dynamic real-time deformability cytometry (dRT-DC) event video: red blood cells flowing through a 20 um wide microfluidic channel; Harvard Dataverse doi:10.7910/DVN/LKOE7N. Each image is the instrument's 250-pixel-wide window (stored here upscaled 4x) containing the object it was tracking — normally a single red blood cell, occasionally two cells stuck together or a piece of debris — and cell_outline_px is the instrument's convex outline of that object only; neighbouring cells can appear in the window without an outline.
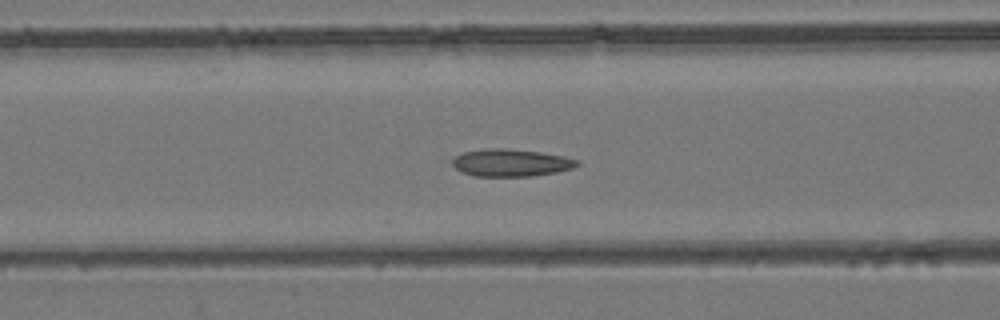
{"species": "common noctule bat (a hibernating species)", "species_latin": "Nyctalus noctula", "temperature_condition": "room temperature", "stored_images_in_passage": 42, "camera_frame_rate_fps": 3000, "um_per_image_px": 0.085, "animal": {"sex": "female", "body_mass_g": 24.6, "forearm_length_mm": 56.2}, "frame": {"image": 1, "passage_image": 22, "time_ms": 7.0, "image_size_px": [1000, 320], "cell_outline_px": [[580, 164], [572, 168], [556, 172], [532, 176], [472, 176], [460, 172], [452, 164], [452, 160], [456, 156], [464, 152], [484, 148], [504, 148], [540, 152], [564, 156], [580, 160]], "centroid_in_image_um": [43.42, 13.83], "position_along_channel_um": 123.2, "area_um2": 20.0}}
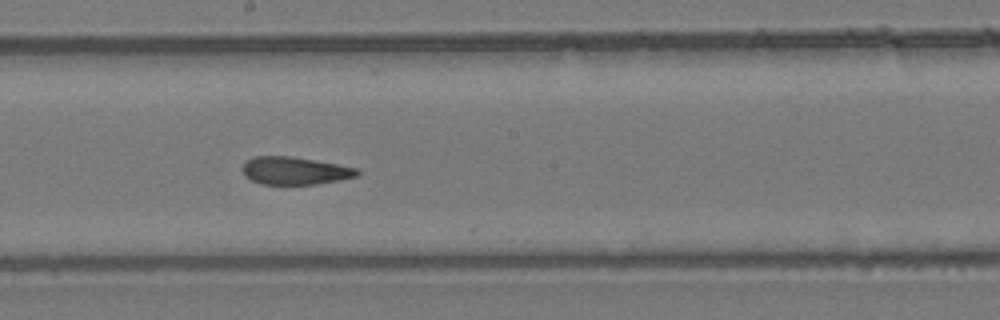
{"frame": {"image": 2, "passage_image": 30, "time_ms": 9.667, "image_size_px": [1000, 320], "cell_outline_px": [[360, 172], [356, 176], [340, 180], [316, 184], [260, 184], [244, 176], [240, 168], [248, 160], [256, 156], [292, 156], [360, 168]], "centroid_in_image_um": [25.06, 14.51], "position_along_channel_um": 223.1, "area_um2": 18.61}}
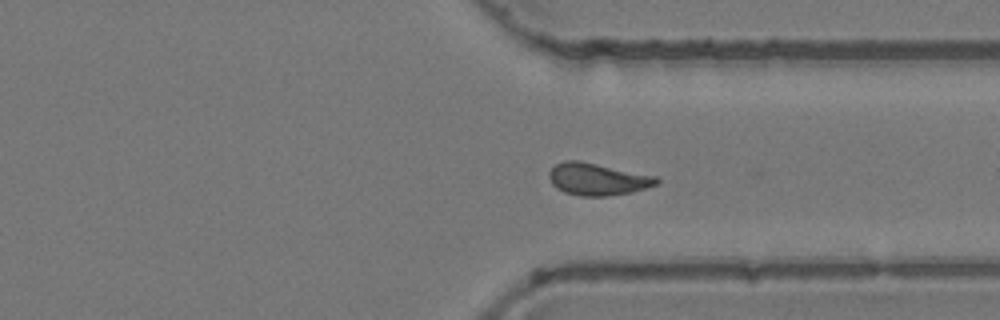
{"frame": {"image": 3, "passage_image": 41, "time_ms": 13.333, "image_size_px": [1000, 320], "cell_outline_px": [[660, 184], [632, 192], [608, 196], [580, 196], [564, 192], [556, 188], [552, 184], [548, 176], [548, 172], [556, 164], [564, 160], [580, 160], [656, 176], [660, 180]], "centroid_in_image_um": [50.79, 15.23], "position_along_channel_um": 360.6, "area_um2": 20.35}}